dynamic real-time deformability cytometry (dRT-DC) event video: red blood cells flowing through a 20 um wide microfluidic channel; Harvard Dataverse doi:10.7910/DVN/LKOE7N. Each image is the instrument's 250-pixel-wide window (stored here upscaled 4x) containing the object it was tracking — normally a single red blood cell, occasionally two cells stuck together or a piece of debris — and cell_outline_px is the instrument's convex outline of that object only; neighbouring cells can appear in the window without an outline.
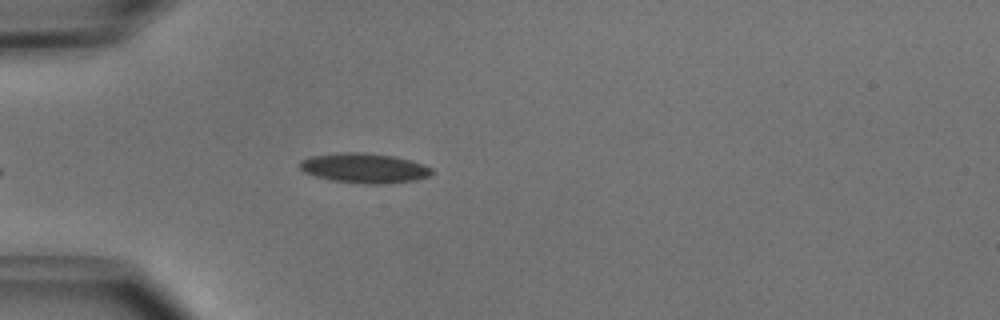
{"species": "common noctule bat (a hibernating species)", "species_latin": "Nyctalus noctula", "temperature_condition": "cold", "stored_images_in_passage": 34, "camera_frame_rate_fps": 3000, "um_per_image_px": 0.085, "animal": {"sex": "male", "body_mass_g": 15.6}, "frame": {"image": 1, "passage_image": 1, "time_ms": 0.0, "image_size_px": [1000, 320], "cell_outline_px": [[432, 176], [416, 180], [380, 184], [368, 184], [332, 180], [316, 176], [304, 172], [300, 168], [300, 160], [308, 156], [336, 152], [364, 152], [392, 156], [412, 160], [424, 164], [432, 168]], "centroid_in_image_um": [30.97, 14.27], "position_along_channel_um": 54.0, "area_um2": 23.12}}
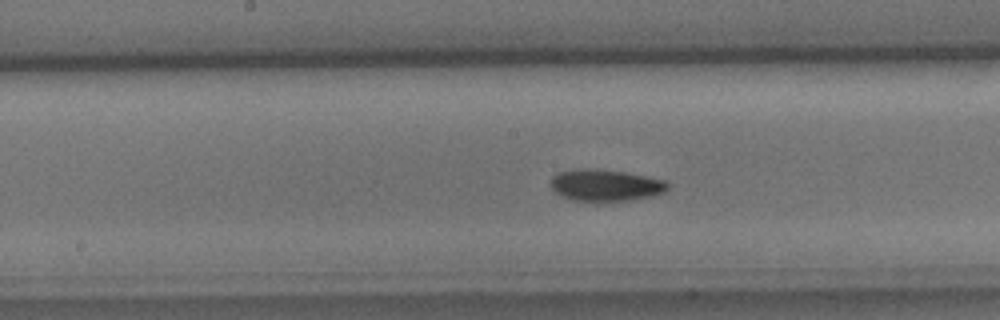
{"frame": {"image": 2, "passage_image": 9, "time_ms": 2.667, "image_size_px": [1000, 320], "cell_outline_px": [[668, 188], [664, 192], [652, 196], [628, 200], [572, 200], [556, 192], [552, 188], [552, 176], [560, 172], [572, 168], [596, 168], [624, 172], [664, 180], [668, 184]], "centroid_in_image_um": [51.46, 15.72], "position_along_channel_um": 196.7, "area_um2": 21.27}}
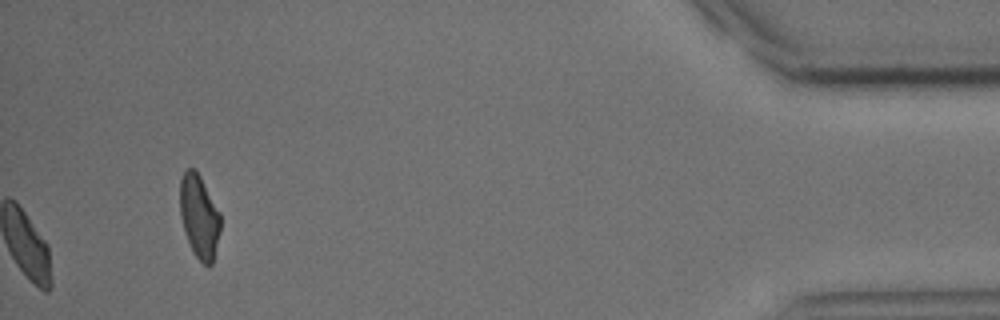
{"frame": {"image": 3, "passage_image": 34, "time_ms": 11.0, "image_size_px": [1000, 320], "cell_outline_px": [[220, 228], [212, 264], [204, 264], [192, 252], [180, 216], [180, 180], [184, 172], [188, 168], [196, 168], [220, 212]], "centroid_in_image_um": [16.93, 18.35], "position_along_channel_um": 418.3, "area_um2": 19.48}, "authors_computed_cell_mechanics": {"area_um2": 21.0103, "velocity_mm_per_s": 3.9481, "shape_relaxation_time_tau1_ms": 2.1014, "shape_relaxation_time_tau2_ms": 3.3009, "deformation_change_tau1": 0.0722, "deformation_change_tau2": 0.0639}}